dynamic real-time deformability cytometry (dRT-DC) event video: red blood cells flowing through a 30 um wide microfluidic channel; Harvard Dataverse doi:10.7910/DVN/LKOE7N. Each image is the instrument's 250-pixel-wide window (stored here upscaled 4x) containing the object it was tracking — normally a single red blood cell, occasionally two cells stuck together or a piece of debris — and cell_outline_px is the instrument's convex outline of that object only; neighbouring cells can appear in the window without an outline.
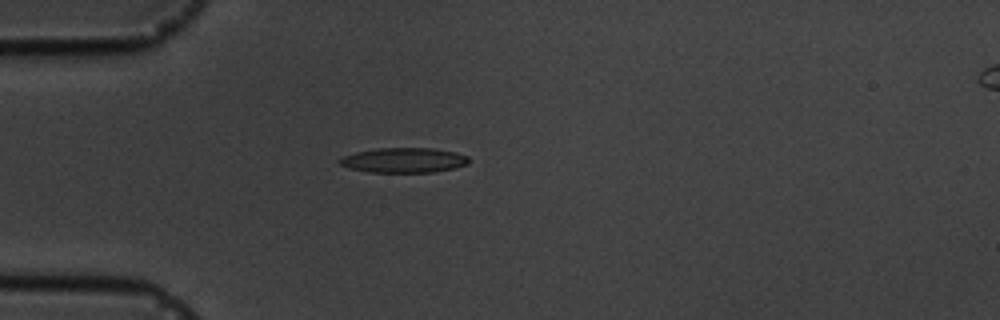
{"species": "common noctule bat (a hibernating species)", "species_latin": "Nyctalus noctula", "temperature_condition": "cold", "stored_images_in_passage": 13, "camera_frame_rate_fps": 3000, "um_per_image_px": 0.085, "animal": {"sex": "male", "body_mass_g": 19.5, "forearm_length_mm": 54.6}, "frame": {"image": 1, "passage_image": 1, "time_ms": 0.0, "image_size_px": [1000, 320], "cell_outline_px": [[468, 164], [456, 168], [432, 172], [372, 172], [348, 168], [340, 164], [336, 160], [344, 156], [356, 152], [376, 148], [432, 148], [456, 152], [468, 156]], "centroid_in_image_um": [34.33, 13.61], "position_along_channel_um": 50.7, "area_um2": 18.79}}
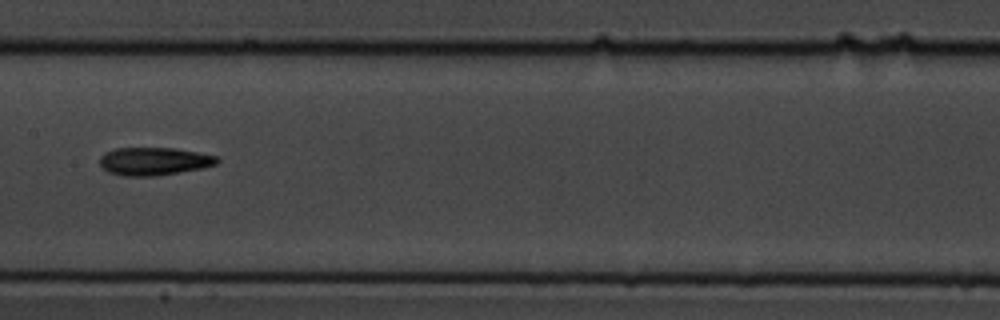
{"frame": {"image": 2, "passage_image": 5, "time_ms": 4.333, "image_size_px": [1000, 320], "cell_outline_px": [[220, 160], [216, 164], [204, 168], [156, 176], [124, 176], [108, 172], [100, 164], [100, 156], [104, 152], [116, 148], [176, 148], [216, 156]], "centroid_in_image_um": [13.08, 13.71], "position_along_channel_um": 194.3, "area_um2": 19.13}}
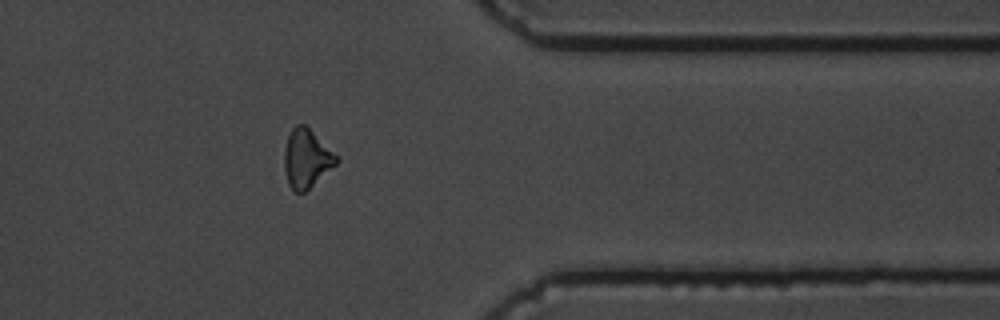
{"frame": {"image": 3, "passage_image": 10, "time_ms": 10.0, "image_size_px": [1000, 320], "cell_outline_px": [[340, 160], [336, 164], [304, 192], [296, 192], [288, 184], [284, 168], [284, 148], [288, 136], [292, 128], [296, 124], [304, 124]], "centroid_in_image_um": [26.01, 13.48], "position_along_channel_um": 385.4, "area_um2": 17.22}, "authors_computed_cell_mechanics": {"area_um2": 17.5134, "velocity_mm_per_s": 3.5935, "shape_relaxation_time_tau1_ms": 6.4183, "shape_relaxation_time_tau2_ms": null, "deformation_change_tau1": 0.1682, "deformation_change_tau2": null}}